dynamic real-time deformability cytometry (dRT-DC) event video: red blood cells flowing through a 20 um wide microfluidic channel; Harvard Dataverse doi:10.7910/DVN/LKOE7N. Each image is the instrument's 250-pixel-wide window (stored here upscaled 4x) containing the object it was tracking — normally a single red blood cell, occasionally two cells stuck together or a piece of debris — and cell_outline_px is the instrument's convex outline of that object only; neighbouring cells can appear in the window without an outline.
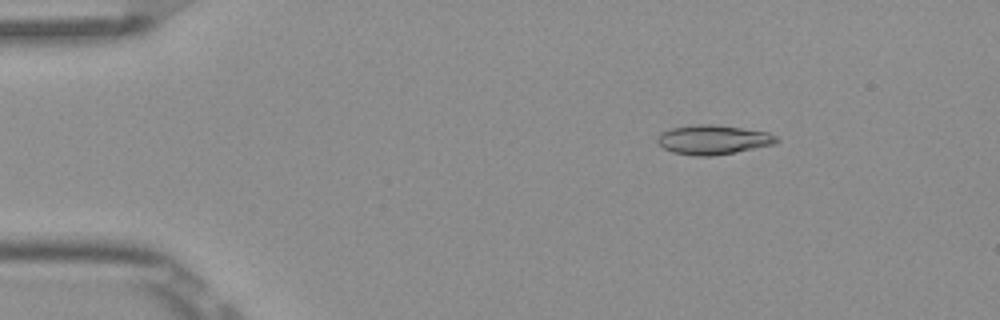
{"species": "Egyptian fruit bat (a non-hibernating species)", "species_latin": "Rousettus aegyptiacus", "temperature_condition": "room temperature", "stored_images_in_passage": 5, "camera_frame_rate_fps": 3000, "um_per_image_px": 0.085, "frame": {"image": 1, "passage_image": 3, "time_ms": 0.667, "image_size_px": [1000, 320], "cell_outline_px": [[780, 140], [776, 144], [736, 152], [712, 156], [696, 156], [672, 152], [664, 148], [656, 140], [660, 132], [672, 128], [692, 124], [716, 124], [768, 132], [776, 136]], "centroid_in_image_um": [60.63, 11.87], "position_along_channel_um": 24.4, "area_um2": 20.58}}